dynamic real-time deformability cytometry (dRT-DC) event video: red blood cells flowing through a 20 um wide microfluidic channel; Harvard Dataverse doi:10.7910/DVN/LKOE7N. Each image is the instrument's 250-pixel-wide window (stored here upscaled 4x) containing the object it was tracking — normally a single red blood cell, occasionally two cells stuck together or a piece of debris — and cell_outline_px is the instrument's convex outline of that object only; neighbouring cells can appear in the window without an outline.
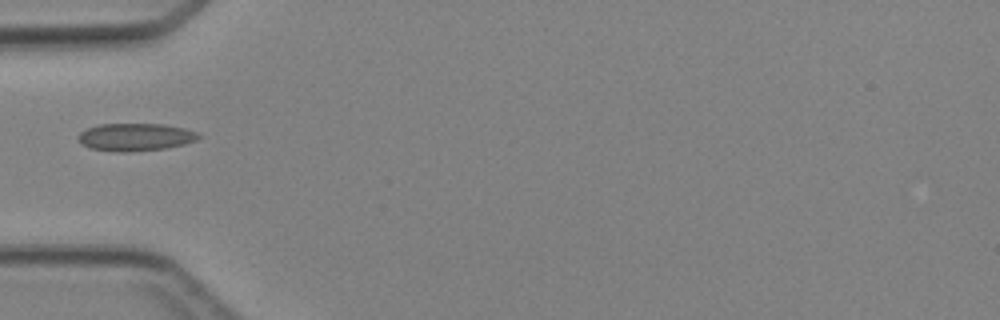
{"species": "Egyptian fruit bat (a non-hibernating species)", "species_latin": "Rousettus aegyptiacus", "temperature_condition": "cold", "stored_images_in_passage": 1, "camera_frame_rate_fps": 3000, "um_per_image_px": 0.085, "animal": {"sex": "female"}, "frame": {"image": 1, "passage_image": 1, "time_ms": 0.0, "image_size_px": [1000, 320], "cell_outline_px": [[204, 136], [196, 140], [184, 144], [164, 148], [128, 152], [124, 152], [88, 148], [76, 136], [80, 132], [88, 128], [100, 124], [164, 124], [184, 128], [196, 132]], "centroid_in_image_um": [11.53, 11.64], "position_along_channel_um": 73.5, "area_um2": 19.25}}